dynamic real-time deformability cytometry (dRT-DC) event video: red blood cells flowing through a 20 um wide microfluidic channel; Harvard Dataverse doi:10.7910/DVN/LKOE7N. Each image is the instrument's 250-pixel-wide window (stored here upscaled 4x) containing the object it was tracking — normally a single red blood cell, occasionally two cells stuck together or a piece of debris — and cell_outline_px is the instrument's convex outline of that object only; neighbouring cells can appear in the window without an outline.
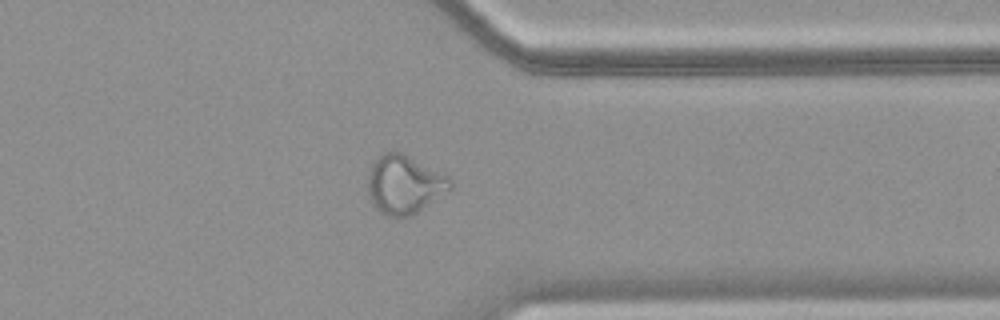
{"species": "common noctule bat (a hibernating species)", "species_latin": "Nyctalus noctula", "temperature_condition": "warm", "stored_images_in_passage": 49, "camera_frame_rate_fps": 3000, "um_per_image_px": 0.085, "animal": {"sex": "female", "body_mass_g": 18.4}, "frame": {"image": 1, "passage_image": 39, "time_ms": 12.667, "image_size_px": [1000, 320], "cell_outline_px": [[452, 188], [416, 212], [408, 216], [388, 216], [380, 212], [372, 204], [368, 192], [368, 172], [372, 164], [384, 152], [400, 152], [448, 176], [452, 180]], "centroid_in_image_um": [34.34, 15.68], "position_along_channel_um": 377.1, "area_um2": 27.57}}
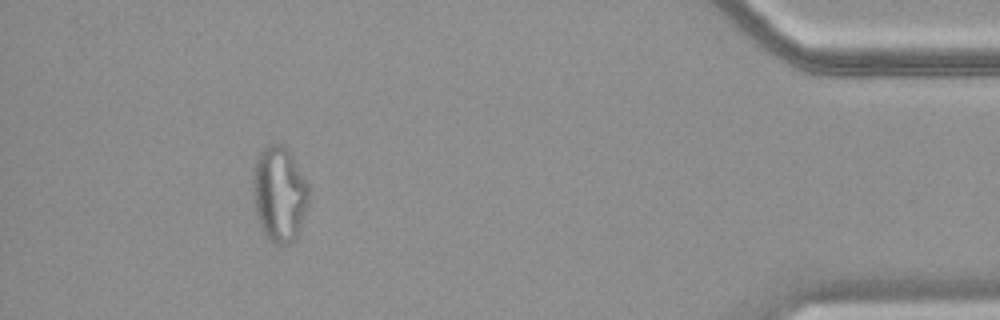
{"frame": {"image": 2, "passage_image": 45, "time_ms": 14.667, "image_size_px": [1000, 320], "cell_outline_px": [[308, 204], [300, 232], [296, 240], [288, 244], [276, 244], [264, 232], [256, 212], [252, 192], [252, 168], [256, 156], [268, 144], [280, 144], [288, 148], [292, 152], [308, 184]], "centroid_in_image_um": [23.75, 16.44], "position_along_channel_um": 411.4, "area_um2": 31.5}}